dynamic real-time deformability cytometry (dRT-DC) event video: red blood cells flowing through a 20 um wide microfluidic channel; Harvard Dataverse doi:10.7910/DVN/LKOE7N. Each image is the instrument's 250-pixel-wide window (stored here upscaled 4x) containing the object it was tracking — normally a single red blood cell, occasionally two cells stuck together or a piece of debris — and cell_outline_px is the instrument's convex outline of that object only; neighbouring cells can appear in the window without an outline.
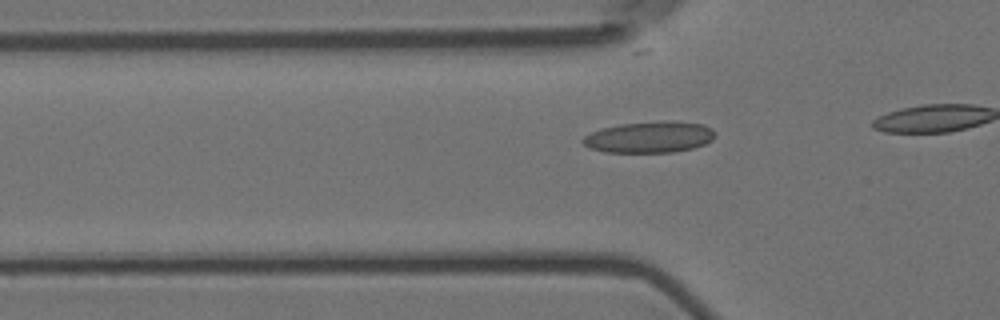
{"species": "Egyptian fruit bat (a non-hibernating species)", "species_latin": "Rousettus aegyptiacus", "temperature_condition": "room temperature", "stored_images_in_passage": 20, "camera_frame_rate_fps": 3000, "um_per_image_px": 0.085, "animal": {"sex": "female"}, "frame": {"image": 1, "passage_image": 15, "time_ms": 4.667, "image_size_px": [1000, 320], "cell_outline_px": [[716, 136], [712, 140], [704, 144], [692, 148], [672, 152], [604, 152], [588, 148], [580, 140], [584, 136], [600, 128], [620, 124], [704, 124], [712, 128], [716, 132]], "centroid_in_image_um": [55.14, 11.71], "position_along_channel_um": 70.7, "area_um2": 23.12}}